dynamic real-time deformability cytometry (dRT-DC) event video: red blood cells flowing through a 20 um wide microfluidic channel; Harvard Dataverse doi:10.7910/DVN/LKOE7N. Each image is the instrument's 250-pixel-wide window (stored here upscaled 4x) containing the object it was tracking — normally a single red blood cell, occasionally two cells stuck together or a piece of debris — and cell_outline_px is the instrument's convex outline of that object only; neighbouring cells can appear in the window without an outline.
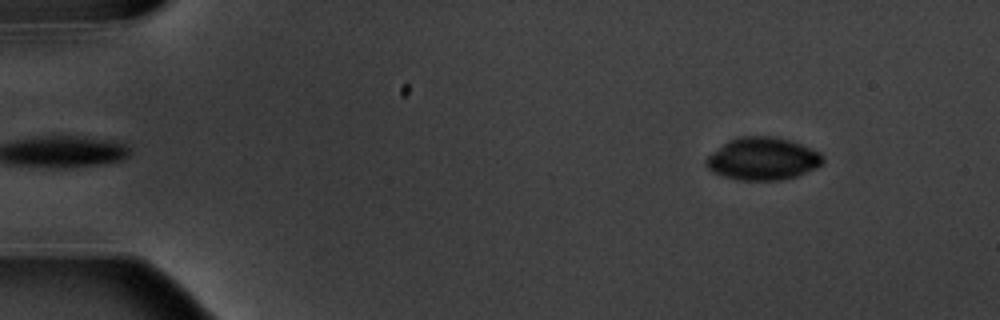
{"species": "common noctule bat (a hibernating species)", "species_latin": "Nyctalus noctula", "temperature_condition": "warm", "stored_images_in_passage": 5, "camera_frame_rate_fps": 3000, "um_per_image_px": 0.085, "animal": {"sex": "male", "body_mass_g": 20.1, "forearm_length_mm": 53.5}, "frame": {"image": 1, "passage_image": 5, "time_ms": 5.667, "image_size_px": [1000, 320], "cell_outline_px": [[824, 164], [816, 168], [796, 176], [780, 180], [736, 180], [712, 172], [704, 164], [704, 160], [712, 152], [728, 140], [740, 136], [772, 136], [788, 140], [800, 144], [820, 152], [824, 156]], "centroid_in_image_um": [64.82, 13.5], "position_along_channel_um": 20.2, "area_um2": 29.07}}